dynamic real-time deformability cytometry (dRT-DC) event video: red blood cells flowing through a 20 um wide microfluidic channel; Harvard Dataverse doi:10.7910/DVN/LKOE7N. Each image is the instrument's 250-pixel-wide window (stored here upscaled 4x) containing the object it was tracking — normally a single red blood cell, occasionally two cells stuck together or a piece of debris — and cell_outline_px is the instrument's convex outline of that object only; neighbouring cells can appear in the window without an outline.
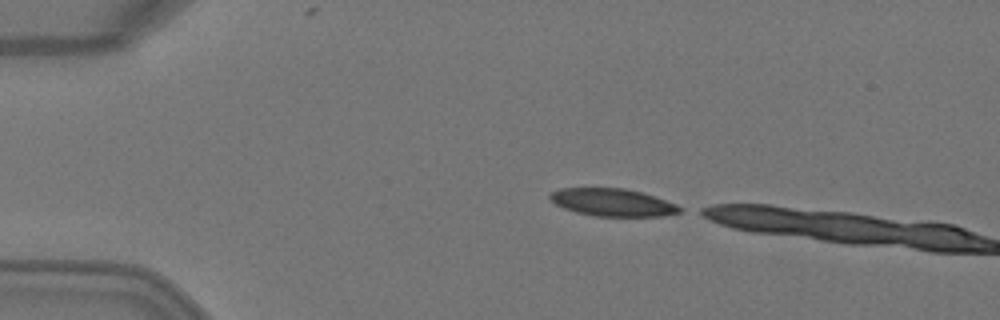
{"species": "Egyptian fruit bat (a non-hibernating species)", "species_latin": "Rousettus aegyptiacus", "temperature_condition": "warm", "stored_images_in_passage": 2, "camera_frame_rate_fps": 3000, "um_per_image_px": 0.085, "animal": {"sex": "female"}, "frame": {"image": 1, "passage_image": 1, "time_ms": 0.0, "image_size_px": [1000, 320], "cell_outline_px": [[684, 208], [680, 212], [664, 216], [596, 216], [576, 212], [564, 208], [556, 204], [548, 196], [552, 192], [560, 188], [624, 188], [640, 192], [676, 204]], "centroid_in_image_um": [52.07, 17.21], "position_along_channel_um": 32.9, "area_um2": 20.63}}